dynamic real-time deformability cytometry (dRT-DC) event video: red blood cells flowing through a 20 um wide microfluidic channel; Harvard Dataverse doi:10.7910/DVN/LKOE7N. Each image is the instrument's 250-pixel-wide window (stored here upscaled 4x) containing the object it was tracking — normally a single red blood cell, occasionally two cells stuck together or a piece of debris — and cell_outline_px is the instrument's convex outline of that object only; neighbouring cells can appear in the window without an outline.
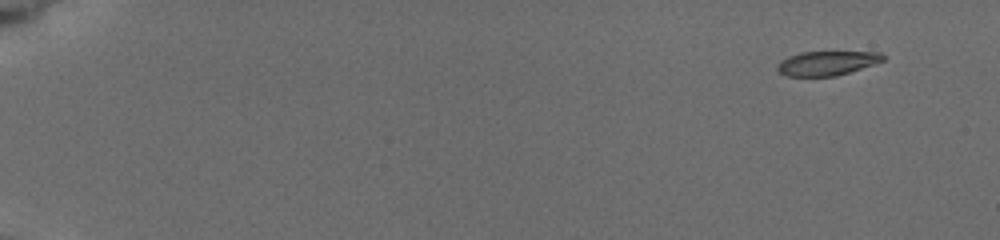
{"species": "common noctule bat (a hibernating species)", "species_latin": "Nyctalus noctula", "temperature_condition": "cold", "stored_images_in_passage": 21, "camera_frame_rate_fps": 3000, "um_per_image_px": 0.085, "animal": {"sex": "female", "body_mass_g": 19.5, "forearm_length_mm": 54.1}, "frame": {"image": 1, "passage_image": 1, "time_ms": 0.0, "image_size_px": [1000, 240], "cell_outline_px": [[884, 60], [836, 76], [784, 76], [776, 68], [776, 64], [780, 60], [788, 56], [800, 52], [880, 52], [884, 56]], "centroid_in_image_um": [70.21, 5.37], "position_along_channel_um": 14.8, "area_um2": 14.85}}
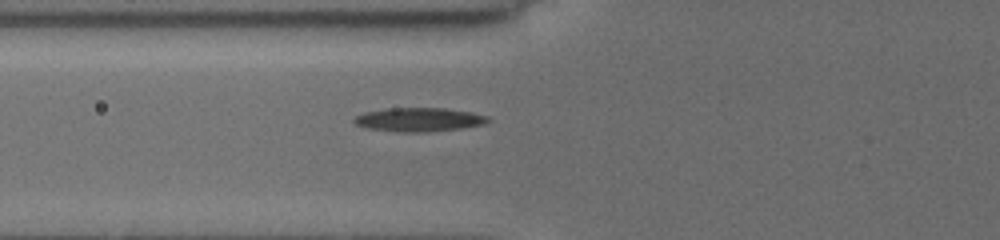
{"frame": {"image": 2, "passage_image": 15, "time_ms": 6.333, "image_size_px": [1000, 240], "cell_outline_px": [[492, 120], [484, 124], [460, 128], [428, 132], [400, 132], [368, 128], [356, 124], [352, 120], [356, 116], [364, 112], [384, 108], [444, 108], [472, 112], [488, 116]], "centroid_in_image_um": [35.62, 10.16], "position_along_channel_um": 90.2, "area_um2": 18.61}}
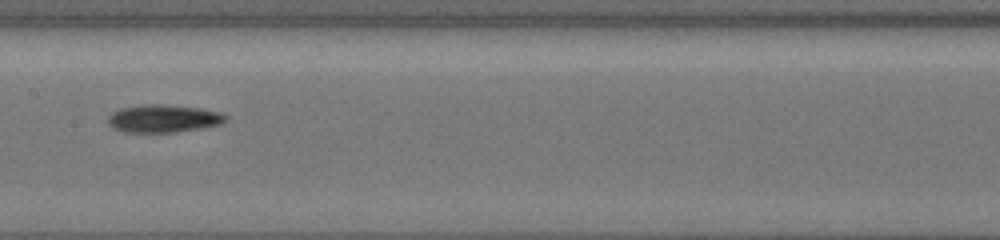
{"frame": {"image": 3, "passage_image": 21, "time_ms": 9.0, "image_size_px": [1000, 240], "cell_outline_px": [[228, 116], [220, 124], [200, 128], [176, 132], [124, 132], [112, 128], [108, 124], [108, 116], [112, 112], [120, 108], [144, 104], [160, 104], [200, 108], [220, 112]], "centroid_in_image_um": [13.84, 10.07], "position_along_channel_um": 193.6, "area_um2": 19.02}}